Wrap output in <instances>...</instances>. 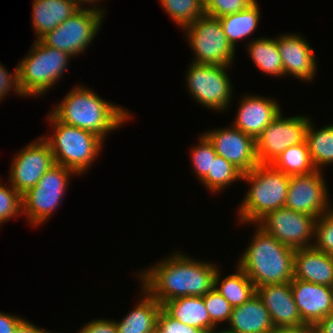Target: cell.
Instances as JSON below:
<instances>
[{"label": "cell", "mask_w": 333, "mask_h": 333, "mask_svg": "<svg viewBox=\"0 0 333 333\" xmlns=\"http://www.w3.org/2000/svg\"><path fill=\"white\" fill-rule=\"evenodd\" d=\"M183 253L176 251L137 274L140 287L161 305L179 297L204 296L215 287L216 264Z\"/></svg>", "instance_id": "obj_1"}, {"label": "cell", "mask_w": 333, "mask_h": 333, "mask_svg": "<svg viewBox=\"0 0 333 333\" xmlns=\"http://www.w3.org/2000/svg\"><path fill=\"white\" fill-rule=\"evenodd\" d=\"M51 113L62 123L90 131L103 141L132 117L129 111L102 99L86 85H75Z\"/></svg>", "instance_id": "obj_2"}, {"label": "cell", "mask_w": 333, "mask_h": 333, "mask_svg": "<svg viewBox=\"0 0 333 333\" xmlns=\"http://www.w3.org/2000/svg\"><path fill=\"white\" fill-rule=\"evenodd\" d=\"M255 233L237 265L255 287L291 282L294 268V249L278 242L258 224Z\"/></svg>", "instance_id": "obj_3"}, {"label": "cell", "mask_w": 333, "mask_h": 333, "mask_svg": "<svg viewBox=\"0 0 333 333\" xmlns=\"http://www.w3.org/2000/svg\"><path fill=\"white\" fill-rule=\"evenodd\" d=\"M243 180L250 188L238 208L240 223L257 224L269 212L285 207L290 176L271 164H258L242 175Z\"/></svg>", "instance_id": "obj_4"}, {"label": "cell", "mask_w": 333, "mask_h": 333, "mask_svg": "<svg viewBox=\"0 0 333 333\" xmlns=\"http://www.w3.org/2000/svg\"><path fill=\"white\" fill-rule=\"evenodd\" d=\"M46 117L53 132L42 138L49 144L55 164L73 170L78 176L86 173L102 151L104 141L90 131L62 123L51 112Z\"/></svg>", "instance_id": "obj_5"}, {"label": "cell", "mask_w": 333, "mask_h": 333, "mask_svg": "<svg viewBox=\"0 0 333 333\" xmlns=\"http://www.w3.org/2000/svg\"><path fill=\"white\" fill-rule=\"evenodd\" d=\"M29 52L17 65L19 84L25 97H38L45 95L60 80L72 56L46 46L40 40H34Z\"/></svg>", "instance_id": "obj_6"}, {"label": "cell", "mask_w": 333, "mask_h": 333, "mask_svg": "<svg viewBox=\"0 0 333 333\" xmlns=\"http://www.w3.org/2000/svg\"><path fill=\"white\" fill-rule=\"evenodd\" d=\"M73 173L76 174L63 165L55 164L44 173L36 186L22 195V214L27 216L33 227L46 223L57 210Z\"/></svg>", "instance_id": "obj_7"}, {"label": "cell", "mask_w": 333, "mask_h": 333, "mask_svg": "<svg viewBox=\"0 0 333 333\" xmlns=\"http://www.w3.org/2000/svg\"><path fill=\"white\" fill-rule=\"evenodd\" d=\"M183 30L195 55L193 62L231 66L236 49L229 43L219 18L204 14Z\"/></svg>", "instance_id": "obj_8"}, {"label": "cell", "mask_w": 333, "mask_h": 333, "mask_svg": "<svg viewBox=\"0 0 333 333\" xmlns=\"http://www.w3.org/2000/svg\"><path fill=\"white\" fill-rule=\"evenodd\" d=\"M105 13L95 9H79L71 17L47 32L39 40L46 46L64 51L72 57L85 52L96 38Z\"/></svg>", "instance_id": "obj_9"}, {"label": "cell", "mask_w": 333, "mask_h": 333, "mask_svg": "<svg viewBox=\"0 0 333 333\" xmlns=\"http://www.w3.org/2000/svg\"><path fill=\"white\" fill-rule=\"evenodd\" d=\"M191 64V66H190ZM186 71L189 93L200 105L216 112H224L232 101L233 86L227 69L230 66L192 62Z\"/></svg>", "instance_id": "obj_10"}, {"label": "cell", "mask_w": 333, "mask_h": 333, "mask_svg": "<svg viewBox=\"0 0 333 333\" xmlns=\"http://www.w3.org/2000/svg\"><path fill=\"white\" fill-rule=\"evenodd\" d=\"M310 121L304 115L283 118L281 112L255 140L259 164H271L288 147L305 142Z\"/></svg>", "instance_id": "obj_11"}, {"label": "cell", "mask_w": 333, "mask_h": 333, "mask_svg": "<svg viewBox=\"0 0 333 333\" xmlns=\"http://www.w3.org/2000/svg\"><path fill=\"white\" fill-rule=\"evenodd\" d=\"M315 222L314 216L281 207L269 212L257 224L278 242L297 250L313 246Z\"/></svg>", "instance_id": "obj_12"}, {"label": "cell", "mask_w": 333, "mask_h": 333, "mask_svg": "<svg viewBox=\"0 0 333 333\" xmlns=\"http://www.w3.org/2000/svg\"><path fill=\"white\" fill-rule=\"evenodd\" d=\"M14 156L8 182L21 195L36 186L44 173L55 165L49 144L41 136Z\"/></svg>", "instance_id": "obj_13"}, {"label": "cell", "mask_w": 333, "mask_h": 333, "mask_svg": "<svg viewBox=\"0 0 333 333\" xmlns=\"http://www.w3.org/2000/svg\"><path fill=\"white\" fill-rule=\"evenodd\" d=\"M316 170L304 175L290 176L285 207L316 219L333 208L324 180V171ZM328 191V192H327ZM330 202V203H329Z\"/></svg>", "instance_id": "obj_14"}, {"label": "cell", "mask_w": 333, "mask_h": 333, "mask_svg": "<svg viewBox=\"0 0 333 333\" xmlns=\"http://www.w3.org/2000/svg\"><path fill=\"white\" fill-rule=\"evenodd\" d=\"M212 142L217 155L232 163L243 174L258 164L255 139L241 130L229 126L204 132Z\"/></svg>", "instance_id": "obj_15"}, {"label": "cell", "mask_w": 333, "mask_h": 333, "mask_svg": "<svg viewBox=\"0 0 333 333\" xmlns=\"http://www.w3.org/2000/svg\"><path fill=\"white\" fill-rule=\"evenodd\" d=\"M284 68V76L292 75L307 83L315 78L317 61L315 53L305 37L299 34H283L275 37Z\"/></svg>", "instance_id": "obj_16"}, {"label": "cell", "mask_w": 333, "mask_h": 333, "mask_svg": "<svg viewBox=\"0 0 333 333\" xmlns=\"http://www.w3.org/2000/svg\"><path fill=\"white\" fill-rule=\"evenodd\" d=\"M295 304L304 324L315 326L333 311V288L292 279Z\"/></svg>", "instance_id": "obj_17"}, {"label": "cell", "mask_w": 333, "mask_h": 333, "mask_svg": "<svg viewBox=\"0 0 333 333\" xmlns=\"http://www.w3.org/2000/svg\"><path fill=\"white\" fill-rule=\"evenodd\" d=\"M242 99L238 103L240 105L232 126L256 140L261 132L281 113L280 105L268 96L246 95Z\"/></svg>", "instance_id": "obj_18"}, {"label": "cell", "mask_w": 333, "mask_h": 333, "mask_svg": "<svg viewBox=\"0 0 333 333\" xmlns=\"http://www.w3.org/2000/svg\"><path fill=\"white\" fill-rule=\"evenodd\" d=\"M256 294L269 311L274 327L304 325L290 282L256 287Z\"/></svg>", "instance_id": "obj_19"}, {"label": "cell", "mask_w": 333, "mask_h": 333, "mask_svg": "<svg viewBox=\"0 0 333 333\" xmlns=\"http://www.w3.org/2000/svg\"><path fill=\"white\" fill-rule=\"evenodd\" d=\"M293 278L333 287V256L313 246L295 250Z\"/></svg>", "instance_id": "obj_20"}, {"label": "cell", "mask_w": 333, "mask_h": 333, "mask_svg": "<svg viewBox=\"0 0 333 333\" xmlns=\"http://www.w3.org/2000/svg\"><path fill=\"white\" fill-rule=\"evenodd\" d=\"M227 325L235 333H269L274 328L269 311L257 294L232 309Z\"/></svg>", "instance_id": "obj_21"}, {"label": "cell", "mask_w": 333, "mask_h": 333, "mask_svg": "<svg viewBox=\"0 0 333 333\" xmlns=\"http://www.w3.org/2000/svg\"><path fill=\"white\" fill-rule=\"evenodd\" d=\"M32 26L36 40L76 13L79 8L70 0H33Z\"/></svg>", "instance_id": "obj_22"}, {"label": "cell", "mask_w": 333, "mask_h": 333, "mask_svg": "<svg viewBox=\"0 0 333 333\" xmlns=\"http://www.w3.org/2000/svg\"><path fill=\"white\" fill-rule=\"evenodd\" d=\"M140 292L143 295L140 302L121 321H116L118 333H155L157 330L162 305L144 288Z\"/></svg>", "instance_id": "obj_23"}, {"label": "cell", "mask_w": 333, "mask_h": 333, "mask_svg": "<svg viewBox=\"0 0 333 333\" xmlns=\"http://www.w3.org/2000/svg\"><path fill=\"white\" fill-rule=\"evenodd\" d=\"M162 308L173 318L185 325L208 333L217 328L210 320L202 296H186L169 300Z\"/></svg>", "instance_id": "obj_24"}, {"label": "cell", "mask_w": 333, "mask_h": 333, "mask_svg": "<svg viewBox=\"0 0 333 333\" xmlns=\"http://www.w3.org/2000/svg\"><path fill=\"white\" fill-rule=\"evenodd\" d=\"M249 42L246 47L247 53L259 71L261 70L266 75L283 77L284 68L275 37H258Z\"/></svg>", "instance_id": "obj_25"}, {"label": "cell", "mask_w": 333, "mask_h": 333, "mask_svg": "<svg viewBox=\"0 0 333 333\" xmlns=\"http://www.w3.org/2000/svg\"><path fill=\"white\" fill-rule=\"evenodd\" d=\"M260 18V9L257 1L248 8L219 18L223 32L229 43L236 49V42L247 38L255 31Z\"/></svg>", "instance_id": "obj_26"}, {"label": "cell", "mask_w": 333, "mask_h": 333, "mask_svg": "<svg viewBox=\"0 0 333 333\" xmlns=\"http://www.w3.org/2000/svg\"><path fill=\"white\" fill-rule=\"evenodd\" d=\"M219 286V287H218ZM234 308L242 305L256 294V287L246 273L237 265L236 272L221 280L218 268L214 287Z\"/></svg>", "instance_id": "obj_27"}, {"label": "cell", "mask_w": 333, "mask_h": 333, "mask_svg": "<svg viewBox=\"0 0 333 333\" xmlns=\"http://www.w3.org/2000/svg\"><path fill=\"white\" fill-rule=\"evenodd\" d=\"M306 142L312 162L317 170H323L321 168L333 163L332 123L315 130L314 123L310 121L306 132Z\"/></svg>", "instance_id": "obj_28"}, {"label": "cell", "mask_w": 333, "mask_h": 333, "mask_svg": "<svg viewBox=\"0 0 333 333\" xmlns=\"http://www.w3.org/2000/svg\"><path fill=\"white\" fill-rule=\"evenodd\" d=\"M271 165L288 176L316 171L307 142L288 147Z\"/></svg>", "instance_id": "obj_29"}, {"label": "cell", "mask_w": 333, "mask_h": 333, "mask_svg": "<svg viewBox=\"0 0 333 333\" xmlns=\"http://www.w3.org/2000/svg\"><path fill=\"white\" fill-rule=\"evenodd\" d=\"M243 173L232 163L217 155L212 159L211 172L201 181L209 192H219L231 184L242 180Z\"/></svg>", "instance_id": "obj_30"}, {"label": "cell", "mask_w": 333, "mask_h": 333, "mask_svg": "<svg viewBox=\"0 0 333 333\" xmlns=\"http://www.w3.org/2000/svg\"><path fill=\"white\" fill-rule=\"evenodd\" d=\"M160 7L182 28L205 14V8L198 0H159Z\"/></svg>", "instance_id": "obj_31"}, {"label": "cell", "mask_w": 333, "mask_h": 333, "mask_svg": "<svg viewBox=\"0 0 333 333\" xmlns=\"http://www.w3.org/2000/svg\"><path fill=\"white\" fill-rule=\"evenodd\" d=\"M190 153L193 172L198 180L202 181L211 172L212 159H215L217 153L205 134H201L198 144L191 148Z\"/></svg>", "instance_id": "obj_32"}, {"label": "cell", "mask_w": 333, "mask_h": 333, "mask_svg": "<svg viewBox=\"0 0 333 333\" xmlns=\"http://www.w3.org/2000/svg\"><path fill=\"white\" fill-rule=\"evenodd\" d=\"M202 297L211 322L216 327L223 322L228 324L233 309L230 303L215 288Z\"/></svg>", "instance_id": "obj_33"}, {"label": "cell", "mask_w": 333, "mask_h": 333, "mask_svg": "<svg viewBox=\"0 0 333 333\" xmlns=\"http://www.w3.org/2000/svg\"><path fill=\"white\" fill-rule=\"evenodd\" d=\"M8 186H4L0 181V226L13 218L23 215L22 195L10 184Z\"/></svg>", "instance_id": "obj_34"}, {"label": "cell", "mask_w": 333, "mask_h": 333, "mask_svg": "<svg viewBox=\"0 0 333 333\" xmlns=\"http://www.w3.org/2000/svg\"><path fill=\"white\" fill-rule=\"evenodd\" d=\"M313 247L333 256V209L316 219Z\"/></svg>", "instance_id": "obj_35"}, {"label": "cell", "mask_w": 333, "mask_h": 333, "mask_svg": "<svg viewBox=\"0 0 333 333\" xmlns=\"http://www.w3.org/2000/svg\"><path fill=\"white\" fill-rule=\"evenodd\" d=\"M256 0H212L205 8V14L215 18L233 14L248 8Z\"/></svg>", "instance_id": "obj_36"}, {"label": "cell", "mask_w": 333, "mask_h": 333, "mask_svg": "<svg viewBox=\"0 0 333 333\" xmlns=\"http://www.w3.org/2000/svg\"><path fill=\"white\" fill-rule=\"evenodd\" d=\"M157 330L160 333H203L200 329L188 326L171 317L161 308L157 319Z\"/></svg>", "instance_id": "obj_37"}, {"label": "cell", "mask_w": 333, "mask_h": 333, "mask_svg": "<svg viewBox=\"0 0 333 333\" xmlns=\"http://www.w3.org/2000/svg\"><path fill=\"white\" fill-rule=\"evenodd\" d=\"M13 90L16 91L15 95L25 97L19 84V68L16 66L12 74L0 63V101L8 92H14Z\"/></svg>", "instance_id": "obj_38"}, {"label": "cell", "mask_w": 333, "mask_h": 333, "mask_svg": "<svg viewBox=\"0 0 333 333\" xmlns=\"http://www.w3.org/2000/svg\"><path fill=\"white\" fill-rule=\"evenodd\" d=\"M77 333H118L116 320L94 319L90 320Z\"/></svg>", "instance_id": "obj_39"}, {"label": "cell", "mask_w": 333, "mask_h": 333, "mask_svg": "<svg viewBox=\"0 0 333 333\" xmlns=\"http://www.w3.org/2000/svg\"><path fill=\"white\" fill-rule=\"evenodd\" d=\"M24 319L18 315L0 312V333H14Z\"/></svg>", "instance_id": "obj_40"}, {"label": "cell", "mask_w": 333, "mask_h": 333, "mask_svg": "<svg viewBox=\"0 0 333 333\" xmlns=\"http://www.w3.org/2000/svg\"><path fill=\"white\" fill-rule=\"evenodd\" d=\"M269 333H315V328L312 325H299L288 327H274Z\"/></svg>", "instance_id": "obj_41"}, {"label": "cell", "mask_w": 333, "mask_h": 333, "mask_svg": "<svg viewBox=\"0 0 333 333\" xmlns=\"http://www.w3.org/2000/svg\"><path fill=\"white\" fill-rule=\"evenodd\" d=\"M14 333H52V332L30 323V321L24 318V320L17 326Z\"/></svg>", "instance_id": "obj_42"}, {"label": "cell", "mask_w": 333, "mask_h": 333, "mask_svg": "<svg viewBox=\"0 0 333 333\" xmlns=\"http://www.w3.org/2000/svg\"><path fill=\"white\" fill-rule=\"evenodd\" d=\"M314 328L315 333H333V311L319 321Z\"/></svg>", "instance_id": "obj_43"}, {"label": "cell", "mask_w": 333, "mask_h": 333, "mask_svg": "<svg viewBox=\"0 0 333 333\" xmlns=\"http://www.w3.org/2000/svg\"><path fill=\"white\" fill-rule=\"evenodd\" d=\"M71 2H73L79 9H84V8H88V7H84L85 4L87 5H92L94 4L92 7H90V9H95V10H98V11H102L103 13H105L104 9H100L98 8V5L100 0H70ZM99 1L98 3L95 4V2ZM102 1V0H101ZM82 6V7H81Z\"/></svg>", "instance_id": "obj_44"}, {"label": "cell", "mask_w": 333, "mask_h": 333, "mask_svg": "<svg viewBox=\"0 0 333 333\" xmlns=\"http://www.w3.org/2000/svg\"><path fill=\"white\" fill-rule=\"evenodd\" d=\"M208 333H235V332H232L230 330H228L227 328L223 329V330H220L218 328V331L216 330V328L212 329L210 332Z\"/></svg>", "instance_id": "obj_45"}, {"label": "cell", "mask_w": 333, "mask_h": 333, "mask_svg": "<svg viewBox=\"0 0 333 333\" xmlns=\"http://www.w3.org/2000/svg\"><path fill=\"white\" fill-rule=\"evenodd\" d=\"M198 1L204 8H206L212 2V0H198Z\"/></svg>", "instance_id": "obj_46"}]
</instances>
